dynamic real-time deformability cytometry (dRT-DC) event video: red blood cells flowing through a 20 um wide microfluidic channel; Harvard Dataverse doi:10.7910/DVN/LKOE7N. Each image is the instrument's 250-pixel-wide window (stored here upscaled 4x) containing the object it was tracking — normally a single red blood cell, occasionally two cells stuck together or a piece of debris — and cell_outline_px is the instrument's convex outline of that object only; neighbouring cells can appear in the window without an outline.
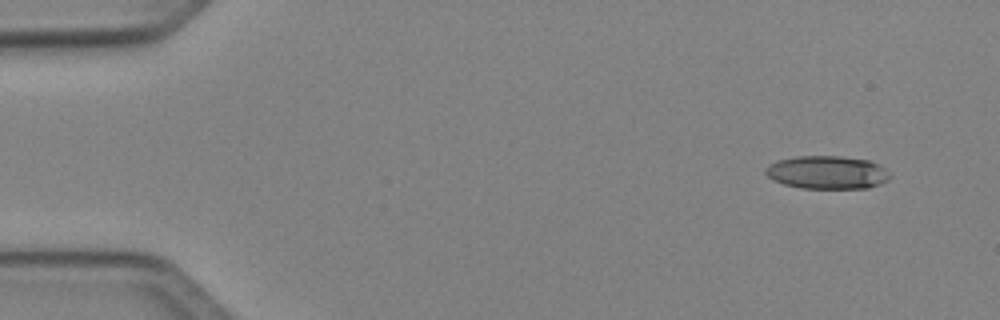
{"species": "Egyptian fruit bat (a non-hibernating species)", "species_latin": "Rousettus aegyptiacus", "temperature_condition": "cold", "stored_images_in_passage": 47, "camera_frame_rate_fps": 3000, "um_per_image_px": 0.085, "animal": {"sex": "female"}, "frame": {"image": 1, "passage_image": 1, "time_ms": 0.0, "image_size_px": [1000, 320], "cell_outline_px": [[892, 176], [888, 180], [880, 184], [868, 188], [800, 188], [784, 184], [768, 176], [764, 172], [764, 168], [768, 164], [780, 160], [796, 156], [840, 156], [868, 160], [884, 168]], "centroid_in_image_um": [70.31, 14.65], "position_along_channel_um": 14.7, "area_um2": 23.93}}
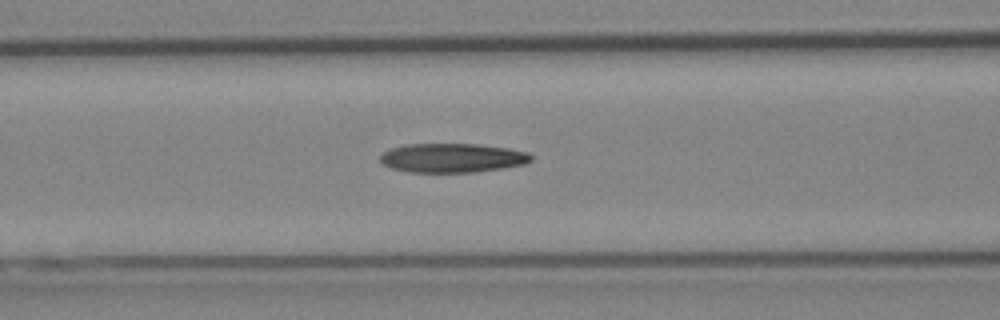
{"frame": {"image": 2, "passage_image": 18, "time_ms": 5.667, "image_size_px": [1000, 320], "cell_outline_px": [[532, 160], [524, 164], [500, 168], [472, 172], [412, 172], [392, 168], [384, 164], [380, 160], [380, 156], [384, 152], [392, 148], [404, 144], [476, 144], [508, 148], [528, 152], [532, 156]], "centroid_in_image_um": [38.45, 13.41], "position_along_channel_um": 128.2, "area_um2": 25.37}}
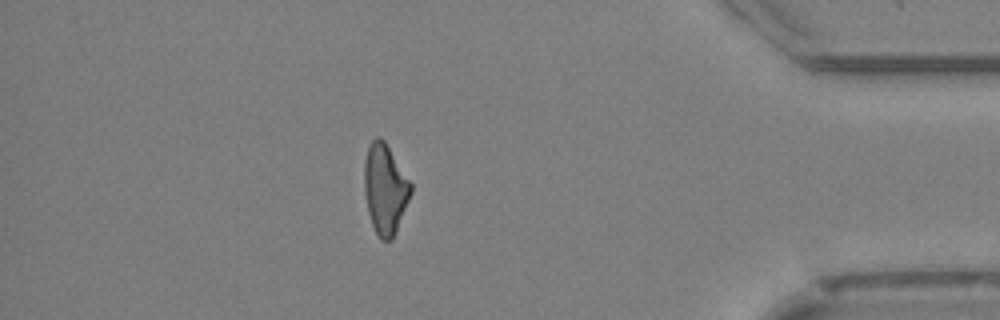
{"frame": {"image": 3, "passage_image": 41, "time_ms": 13.333, "image_size_px": [1000, 320], "cell_outline_px": [[412, 192], [396, 232], [392, 240], [380, 240], [372, 224], [368, 212], [364, 192], [364, 160], [368, 144], [376, 136], [380, 136], [384, 140], [412, 184]], "centroid_in_image_um": [32.72, 16.05], "position_along_channel_um": 402.5, "area_um2": 24.51}, "authors_computed_cell_mechanics": {"area_um2": 25.0852, "velocity_mm_per_s": 4.0897, "shape_relaxation_time_tau1_ms": null, "shape_relaxation_time_tau2_ms": 9.2668, "deformation_change_tau1": null, "deformation_change_tau2": 0.2573}}